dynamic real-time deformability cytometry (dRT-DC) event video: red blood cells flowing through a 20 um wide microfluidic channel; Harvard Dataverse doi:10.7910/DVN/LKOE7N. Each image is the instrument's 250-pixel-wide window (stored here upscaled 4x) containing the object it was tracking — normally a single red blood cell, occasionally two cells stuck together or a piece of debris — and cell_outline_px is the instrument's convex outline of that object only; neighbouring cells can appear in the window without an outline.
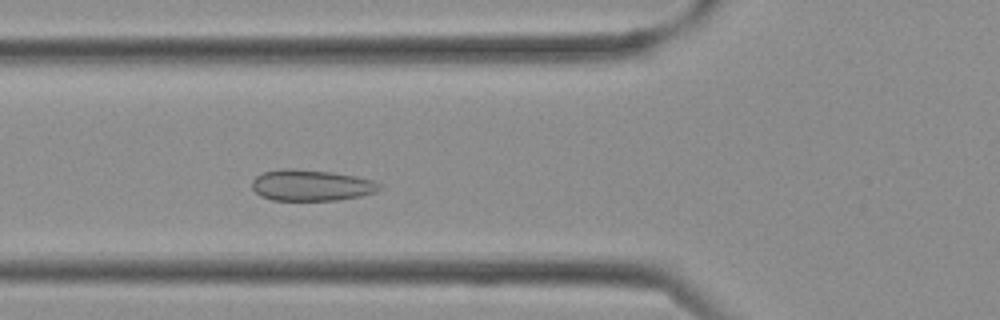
{"species": "Egyptian fruit bat (a non-hibernating species)", "species_latin": "Rousettus aegyptiacus", "temperature_condition": "cold", "stored_images_in_passage": 25, "camera_frame_rate_fps": 3000, "um_per_image_px": 0.085, "frame": {"image": 1, "passage_image": 9, "time_ms": 2.667, "image_size_px": [1000, 320], "cell_outline_px": [[380, 188], [376, 192], [360, 196], [340, 200], [272, 200], [260, 196], [252, 188], [252, 180], [256, 176], [264, 172], [280, 168], [296, 168], [332, 172], [372, 180], [380, 184]], "centroid_in_image_um": [26.41, 15.74], "position_along_channel_um": 99.4, "area_um2": 23.18}}
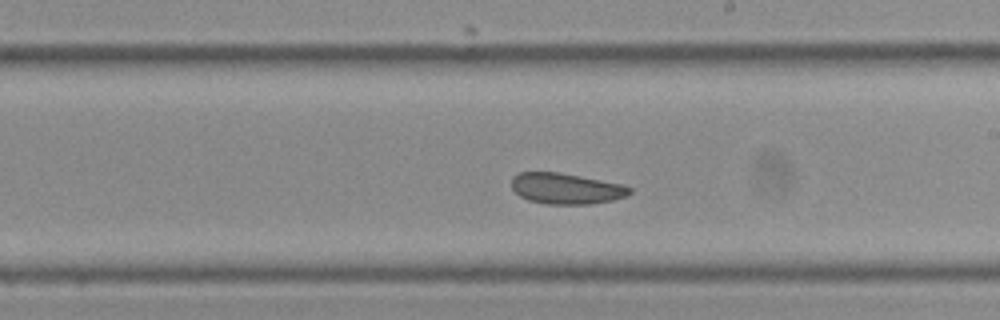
{"frame": {"image": 2, "passage_image": 17, "time_ms": 5.333, "image_size_px": [1000, 320], "cell_outline_px": [[632, 192], [628, 196], [612, 200], [592, 204], [544, 204], [528, 200], [520, 196], [512, 188], [512, 176], [520, 172], [560, 172], [624, 184], [632, 188]], "centroid_in_image_um": [48.15, 16.02], "position_along_channel_um": 240.9, "area_um2": 21.5}}
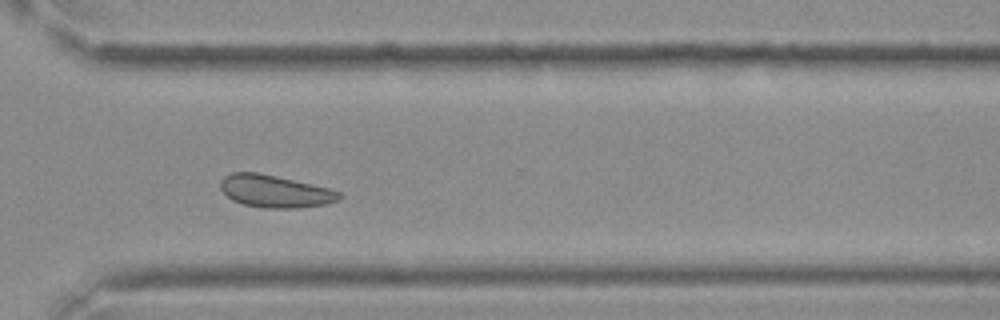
{"frame": {"image": 3, "passage_image": 23, "time_ms": 7.333, "image_size_px": [1000, 320], "cell_outline_px": [[344, 196], [340, 200], [324, 204], [300, 208], [264, 208], [244, 204], [232, 200], [220, 188], [220, 180], [224, 176], [232, 172], [256, 172], [276, 176], [328, 188], [340, 192]], "centroid_in_image_um": [23.37, 16.26], "position_along_channel_um": 347.2, "area_um2": 22.37}}